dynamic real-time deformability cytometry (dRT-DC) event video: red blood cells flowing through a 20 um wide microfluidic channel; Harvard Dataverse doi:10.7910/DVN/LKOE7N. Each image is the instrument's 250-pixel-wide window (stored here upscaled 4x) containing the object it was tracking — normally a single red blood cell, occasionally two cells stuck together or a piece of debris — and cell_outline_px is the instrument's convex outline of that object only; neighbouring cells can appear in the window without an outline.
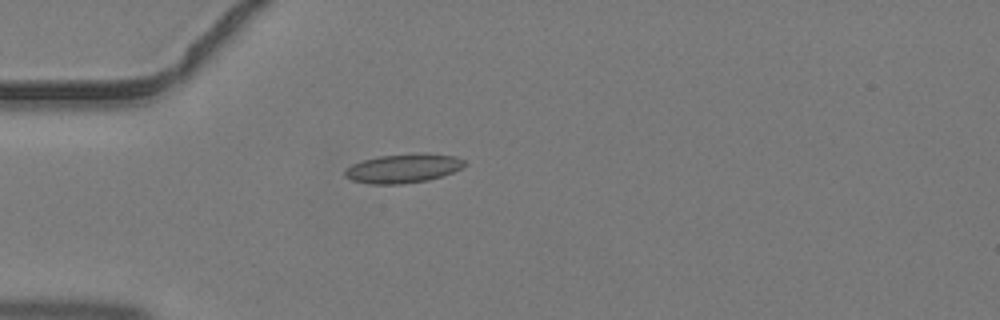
{"species": "common noctule bat (a hibernating species)", "species_latin": "Nyctalus noctula", "temperature_condition": "warm", "stored_images_in_passage": 4, "camera_frame_rate_fps": 3000, "um_per_image_px": 0.085, "animal": {"sex": "male", "body_mass_g": 19.2, "forearm_length_mm": 51.8}, "frame": {"image": 1, "passage_image": 4, "time_ms": 1.0, "image_size_px": [1000, 320], "cell_outline_px": [[468, 164], [452, 172], [428, 180], [400, 184], [372, 184], [352, 180], [344, 176], [344, 172], [352, 164], [364, 160], [380, 156], [424, 152], [456, 156], [464, 160]], "centroid_in_image_um": [34.3, 14.3], "position_along_channel_um": 50.7, "area_um2": 20.17}}